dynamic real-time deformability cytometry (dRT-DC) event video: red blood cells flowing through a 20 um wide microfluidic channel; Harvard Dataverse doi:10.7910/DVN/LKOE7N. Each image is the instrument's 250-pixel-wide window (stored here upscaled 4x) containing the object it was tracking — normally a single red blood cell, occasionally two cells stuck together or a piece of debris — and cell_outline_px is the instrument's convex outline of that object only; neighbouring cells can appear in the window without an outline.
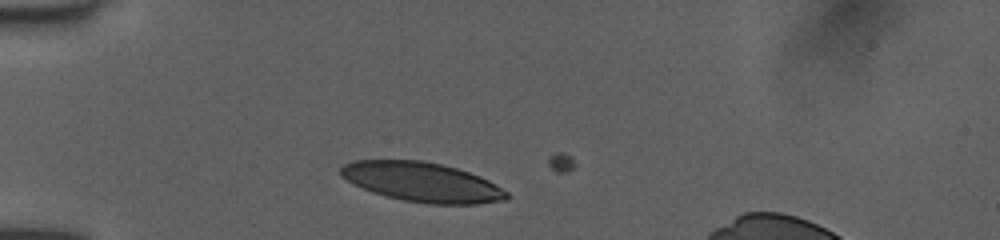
{"species": "human", "species_latin": "Homo sapiens", "temperature_condition": "room temperature", "stored_images_in_passage": 3, "camera_frame_rate_fps": 3000, "um_per_image_px": 0.085, "donor": {"sex": "female"}, "frame": {"image": 1, "passage_image": 1, "time_ms": 0.0, "image_size_px": [1000, 240], "cell_outline_px": [[512, 196], [508, 200], [480, 204], [428, 204], [404, 200], [384, 196], [372, 192], [352, 184], [340, 176], [340, 168], [344, 164], [352, 160], [420, 160], [440, 164], [456, 168], [480, 176], [488, 180], [508, 192]], "centroid_in_image_um": [35.87, 15.48], "position_along_channel_um": 49.1, "area_um2": 38.49}}